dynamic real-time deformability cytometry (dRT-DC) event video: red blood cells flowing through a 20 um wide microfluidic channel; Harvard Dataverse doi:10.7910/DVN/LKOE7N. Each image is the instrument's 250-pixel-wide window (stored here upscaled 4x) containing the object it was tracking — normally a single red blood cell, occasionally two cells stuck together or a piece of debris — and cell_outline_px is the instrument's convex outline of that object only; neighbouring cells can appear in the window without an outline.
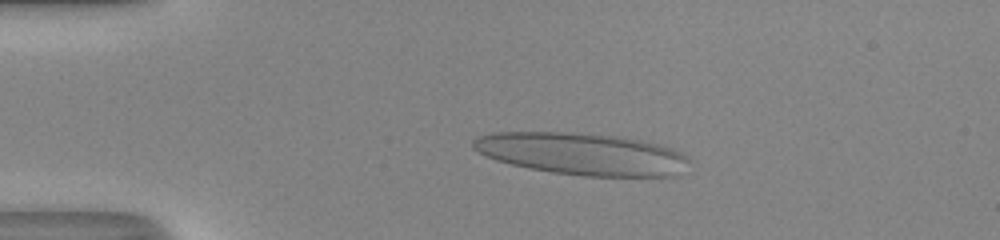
{"species": "human", "species_latin": "Homo sapiens", "temperature_condition": "room temperature", "stored_images_in_passage": 43, "camera_frame_rate_fps": 3000, "um_per_image_px": 0.085, "donor": {"sex": "male"}, "frame": {"image": 1, "passage_image": 3, "time_ms": 0.667, "image_size_px": [1000, 240], "cell_outline_px": [[688, 160], [672, 176], [584, 176], [552, 172], [528, 168], [496, 160], [472, 148], [472, 140], [480, 136], [492, 132], [576, 132], [620, 136], [640, 140], [672, 148], [684, 156]], "centroid_in_image_um": [49.38, 13.06], "position_along_channel_um": 35.6, "area_um2": 52.37}}
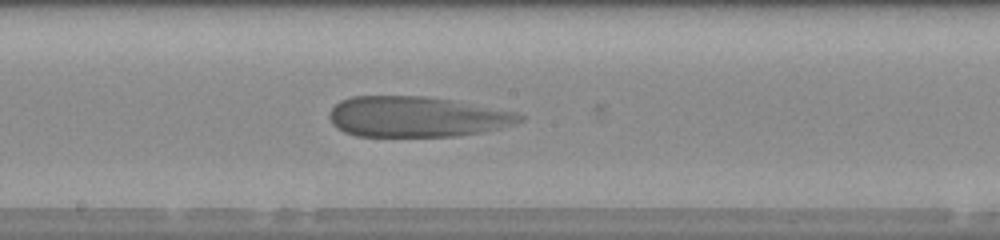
{"frame": {"image": 2, "passage_image": 20, "time_ms": 6.333, "image_size_px": [1000, 240], "cell_outline_px": [[524, 120], [516, 124], [480, 132], [460, 136], [356, 136], [344, 132], [336, 128], [332, 124], [328, 116], [332, 108], [340, 100], [352, 96], [428, 96], [452, 100], [516, 112], [524, 116]], "centroid_in_image_um": [35.39, 9.92], "position_along_channel_um": 212.8, "area_um2": 45.08}}
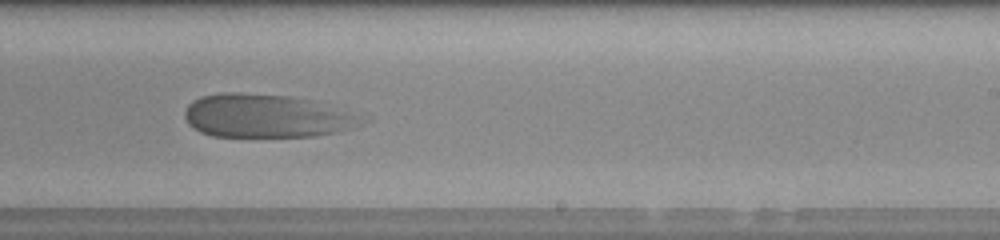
{"frame": {"image": 3, "passage_image": 24, "time_ms": 7.667, "image_size_px": [1000, 240], "cell_outline_px": [[364, 124], [352, 128], [336, 132], [312, 136], [212, 136], [200, 132], [188, 124], [184, 116], [184, 112], [188, 104], [192, 100], [200, 96], [224, 92], [240, 92], [292, 96], [316, 100], [352, 116], [360, 120]], "centroid_in_image_um": [22.5, 9.84], "position_along_channel_um": 266.5, "area_um2": 44.22}}